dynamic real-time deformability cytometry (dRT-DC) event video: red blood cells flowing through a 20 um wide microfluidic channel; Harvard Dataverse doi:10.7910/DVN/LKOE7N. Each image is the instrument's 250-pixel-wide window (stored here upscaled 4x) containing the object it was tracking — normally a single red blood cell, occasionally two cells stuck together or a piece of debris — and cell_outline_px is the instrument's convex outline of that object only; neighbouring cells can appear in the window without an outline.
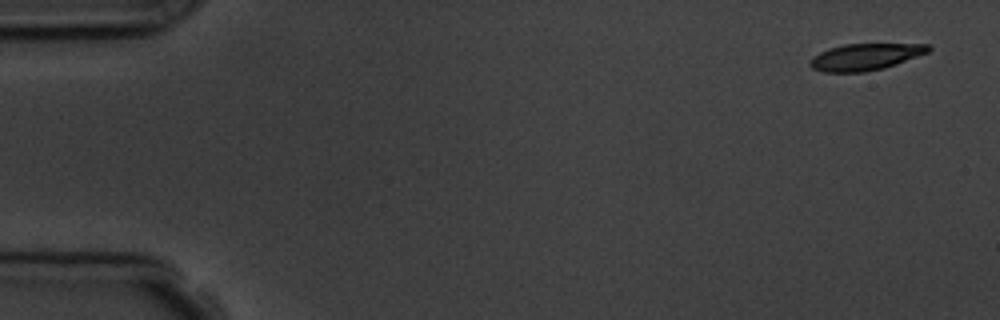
{"species": "common noctule bat (a hibernating species)", "species_latin": "Nyctalus noctula", "temperature_condition": "room temperature", "stored_images_in_passage": 5, "camera_frame_rate_fps": 3000, "um_per_image_px": 0.085, "animal": {"sex": "male", "body_mass_g": 19.5, "forearm_length_mm": 54.6}, "frame": {"image": 1, "passage_image": 1, "time_ms": 0.0, "image_size_px": [1000, 320], "cell_outline_px": [[932, 48], [928, 52], [896, 64], [884, 68], [864, 72], [824, 72], [812, 68], [808, 64], [808, 60], [812, 56], [828, 48], [844, 44], [928, 44]], "centroid_in_image_um": [73.5, 4.83], "position_along_channel_um": 11.5, "area_um2": 18.44}}
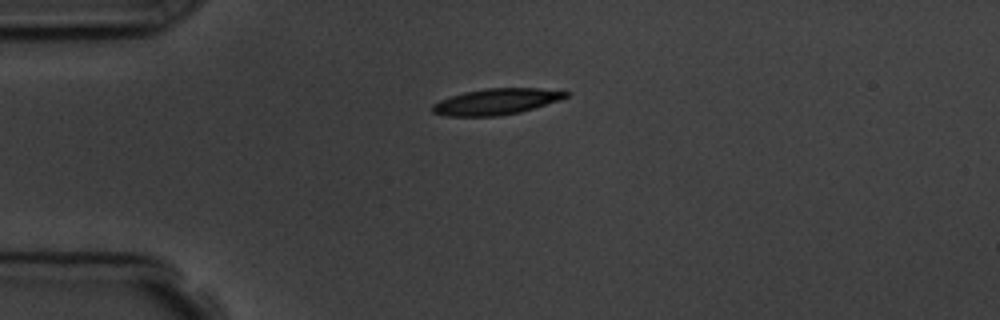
{"frame": {"image": 2, "passage_image": 4, "time_ms": 3.667, "image_size_px": [1000, 320], "cell_outline_px": [[572, 92], [568, 96], [560, 100], [520, 112], [500, 116], [448, 116], [432, 112], [432, 104], [440, 100], [464, 92], [484, 88], [540, 88]], "centroid_in_image_um": [42.21, 8.63], "position_along_channel_um": 42.8, "area_um2": 20.29}}